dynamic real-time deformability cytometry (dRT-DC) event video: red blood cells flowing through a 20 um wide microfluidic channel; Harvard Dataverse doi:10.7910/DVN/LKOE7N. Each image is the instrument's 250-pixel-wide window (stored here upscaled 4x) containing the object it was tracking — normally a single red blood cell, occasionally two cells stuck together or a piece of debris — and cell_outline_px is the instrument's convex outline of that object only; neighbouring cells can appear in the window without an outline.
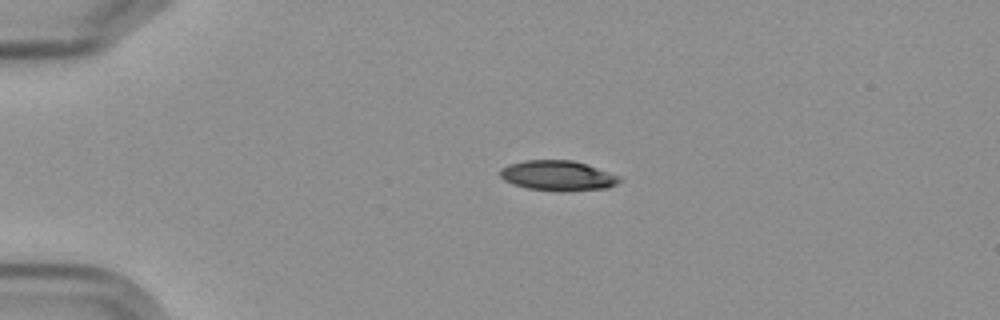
{"species": "Egyptian fruit bat (a non-hibernating species)", "species_latin": "Rousettus aegyptiacus", "temperature_condition": "cold", "stored_images_in_passage": 4, "camera_frame_rate_fps": 3000, "um_per_image_px": 0.085, "frame": {"image": 1, "passage_image": 3, "time_ms": 2.333, "image_size_px": [1000, 320], "cell_outline_px": [[620, 180], [616, 184], [608, 188], [528, 188], [512, 184], [504, 180], [500, 176], [500, 168], [508, 164], [524, 160], [572, 160], [620, 176]], "centroid_in_image_um": [47.33, 14.87], "position_along_channel_um": 37.7, "area_um2": 19.77}}